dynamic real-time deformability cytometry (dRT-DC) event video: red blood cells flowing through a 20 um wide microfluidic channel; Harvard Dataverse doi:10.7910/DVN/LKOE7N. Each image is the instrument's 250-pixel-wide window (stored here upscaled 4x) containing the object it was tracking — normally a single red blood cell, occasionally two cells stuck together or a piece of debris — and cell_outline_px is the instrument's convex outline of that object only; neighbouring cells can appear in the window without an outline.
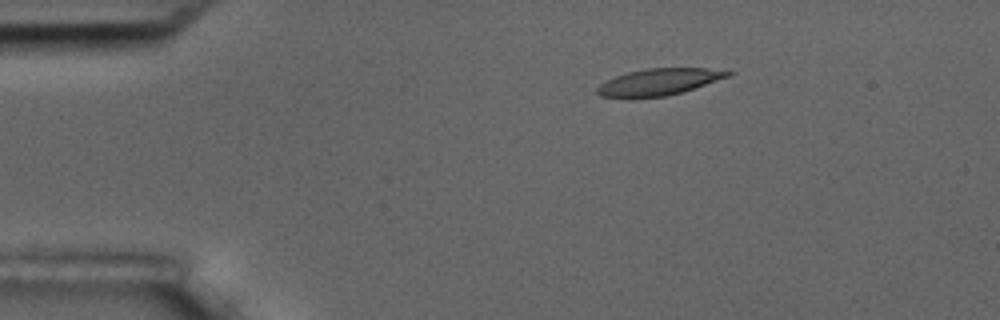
{"species": "common noctule bat (a hibernating species)", "species_latin": "Nyctalus noctula", "temperature_condition": "room temperature", "stored_images_in_passage": 5, "camera_frame_rate_fps": 3000, "um_per_image_px": 0.085, "animal": {"sex": "male", "body_mass_g": 17.5, "forearm_length_mm": 52.3}, "frame": {"image": 1, "passage_image": 3, "time_ms": 3.0, "image_size_px": [1000, 320], "cell_outline_px": [[736, 72], [728, 76], [680, 92], [664, 96], [628, 100], [600, 96], [596, 92], [596, 88], [600, 84], [616, 76], [628, 72], [648, 68], [728, 68]], "centroid_in_image_um": [55.98, 6.98], "position_along_channel_um": 29.0, "area_um2": 20.69}}
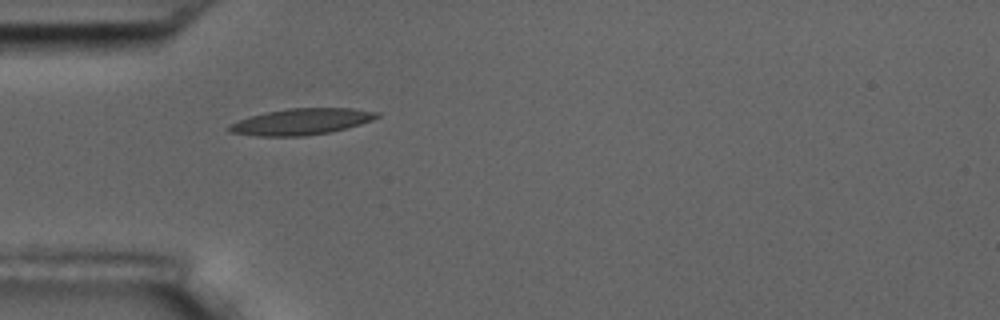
{"frame": {"image": 2, "passage_image": 5, "time_ms": 5.333, "image_size_px": [1000, 320], "cell_outline_px": [[380, 116], [372, 120], [360, 124], [328, 132], [304, 136], [256, 136], [228, 132], [224, 128], [228, 124], [248, 116], [288, 108], [352, 108], [380, 112]], "centroid_in_image_um": [25.55, 10.34], "position_along_channel_um": 59.5, "area_um2": 22.72}}